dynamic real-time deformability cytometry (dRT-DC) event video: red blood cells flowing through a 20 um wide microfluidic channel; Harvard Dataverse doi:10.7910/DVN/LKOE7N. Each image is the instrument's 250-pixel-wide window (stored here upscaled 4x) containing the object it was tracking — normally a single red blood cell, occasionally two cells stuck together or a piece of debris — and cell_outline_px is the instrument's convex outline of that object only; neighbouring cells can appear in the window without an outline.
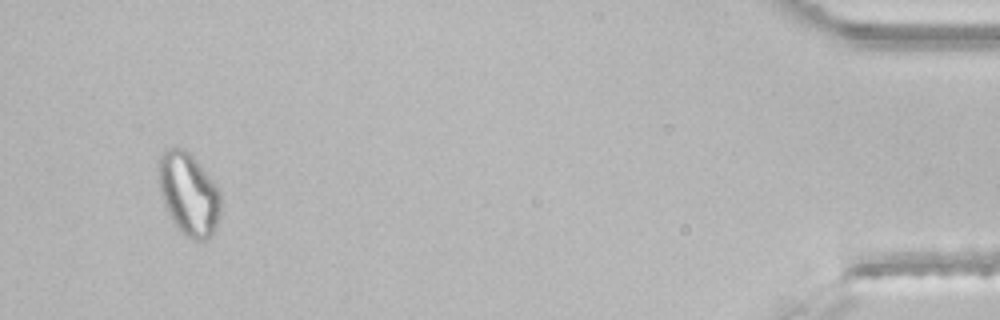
{"species": "common noctule bat (a hibernating species)", "species_latin": "Nyctalus noctula", "temperature_condition": "room temperature", "stored_images_in_passage": 48, "segment_of_instrument_passage": [2, 2], "camera_frame_rate_fps": 3000, "um_per_image_px": 0.085, "animal": {"sex": "male", "body_mass_g": 21.5, "forearm_length_mm": 52.0}, "frame": {"image": 1, "passage_image": 45, "time_ms": 14.667, "image_size_px": [1000, 320], "cell_outline_px": [[220, 212], [216, 228], [212, 236], [208, 240], [196, 240], [184, 236], [180, 232], [172, 220], [160, 196], [160, 156], [164, 148], [184, 148], [192, 156], [220, 188]], "centroid_in_image_um": [16.06, 16.52], "position_along_channel_um": 419.1, "area_um2": 29.88}}